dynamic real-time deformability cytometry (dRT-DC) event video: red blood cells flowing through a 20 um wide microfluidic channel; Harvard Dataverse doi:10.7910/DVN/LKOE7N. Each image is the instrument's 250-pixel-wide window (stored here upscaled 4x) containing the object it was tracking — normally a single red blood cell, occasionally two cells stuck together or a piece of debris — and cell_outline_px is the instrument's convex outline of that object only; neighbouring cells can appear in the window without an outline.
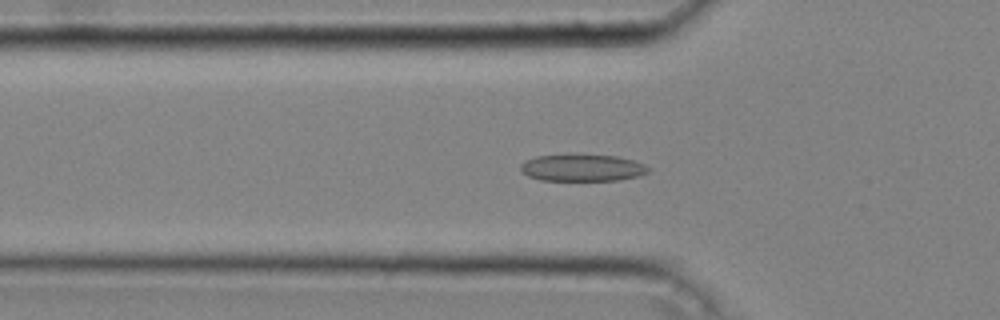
{"species": "common noctule bat (a hibernating species)", "species_latin": "Nyctalus noctula", "temperature_condition": "cold", "stored_images_in_passage": 41, "camera_frame_rate_fps": 3000, "um_per_image_px": 0.085, "animal": {"sex": "male", "body_mass_g": 20.4}, "frame": {"image": 1, "passage_image": 15, "time_ms": 4.667, "image_size_px": [1000, 320], "cell_outline_px": [[652, 168], [648, 172], [636, 176], [620, 180], [540, 180], [528, 176], [520, 168], [520, 164], [524, 160], [536, 156], [568, 152], [572, 152], [616, 156], [632, 160], [644, 164]], "centroid_in_image_um": [49.46, 14.21], "position_along_channel_um": 76.3, "area_um2": 20.75}}
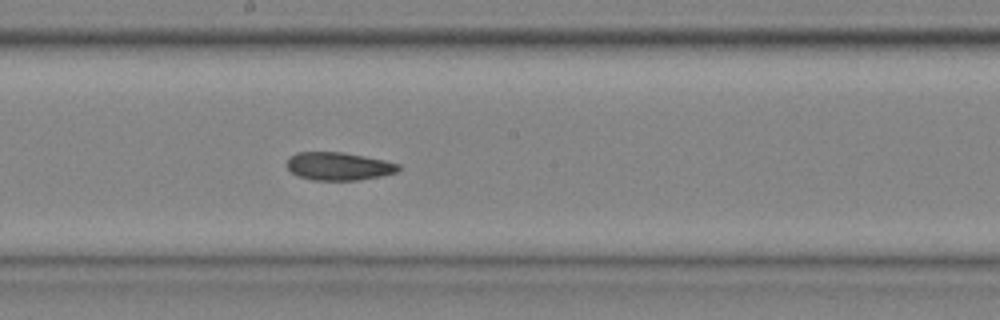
{"frame": {"image": 2, "passage_image": 25, "time_ms": 8.0, "image_size_px": [1000, 320], "cell_outline_px": [[400, 168], [396, 172], [380, 176], [356, 180], [312, 180], [296, 176], [288, 168], [288, 156], [296, 152], [344, 152], [384, 160], [400, 164]], "centroid_in_image_um": [28.76, 14.12], "position_along_channel_um": 219.4, "area_um2": 18.21}}
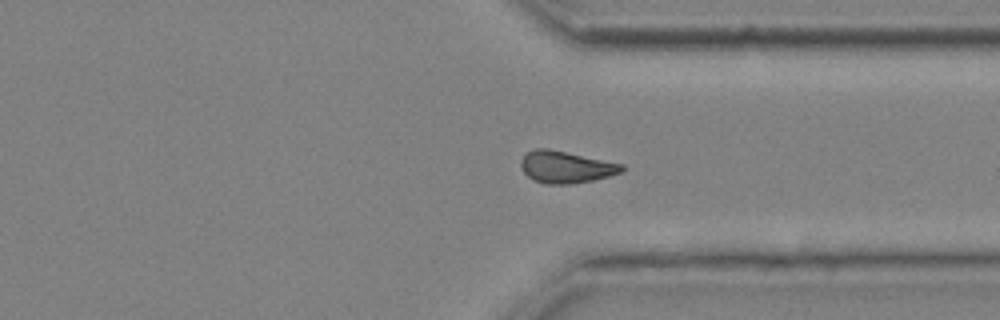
{"frame": {"image": 3, "passage_image": 35, "time_ms": 11.333, "image_size_px": [1000, 320], "cell_outline_px": [[624, 168], [620, 172], [608, 176], [592, 180], [572, 184], [544, 184], [532, 180], [524, 172], [520, 164], [520, 160], [524, 152], [536, 148], [548, 148], [624, 164]], "centroid_in_image_um": [48.04, 14.19], "position_along_channel_um": 363.4, "area_um2": 18.9}, "authors_computed_cell_mechanics": {"area_um2": 19.1896, "velocity_mm_per_s": 4.2969, "shape_relaxation_time_tau1_ms": null, "shape_relaxation_time_tau2_ms": 8.2575, "deformation_change_tau1": null, "deformation_change_tau2": 0.1407}}